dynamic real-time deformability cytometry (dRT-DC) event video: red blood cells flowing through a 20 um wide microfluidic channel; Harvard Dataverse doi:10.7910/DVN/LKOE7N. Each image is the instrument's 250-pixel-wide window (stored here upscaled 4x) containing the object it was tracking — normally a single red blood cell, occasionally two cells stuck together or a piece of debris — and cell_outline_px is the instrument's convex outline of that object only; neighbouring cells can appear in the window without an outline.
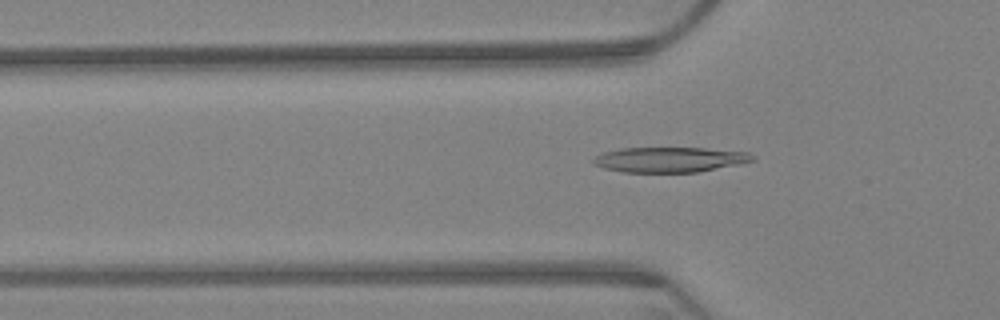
{"species": "Egyptian fruit bat (a non-hibernating species)", "species_latin": "Rousettus aegyptiacus", "temperature_condition": "warm", "stored_images_in_passage": 64, "camera_frame_rate_fps": 3000, "um_per_image_px": 0.085, "animal": {"sex": "female"}, "frame": {"image": 1, "passage_image": 21, "time_ms": 6.667, "image_size_px": [1000, 320], "cell_outline_px": [[756, 160], [696, 172], [624, 172], [604, 168], [596, 164], [592, 160], [596, 156], [604, 152], [620, 148], [704, 148], [748, 152], [756, 156]], "centroid_in_image_um": [56.94, 13.56], "position_along_channel_um": 68.9, "area_um2": 23.06}}
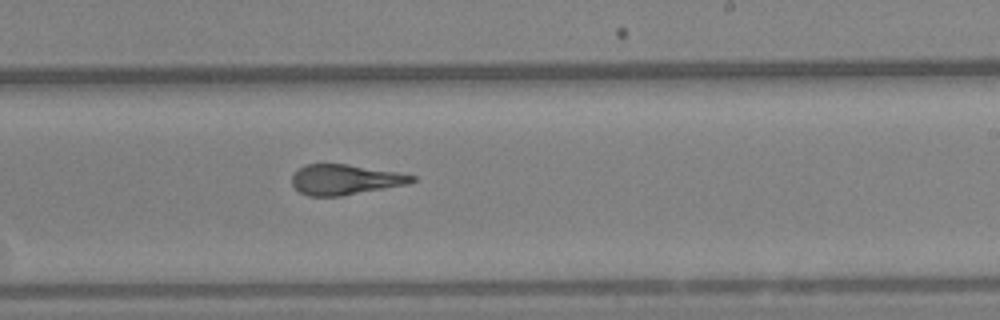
{"frame": {"image": 2, "passage_image": 39, "time_ms": 12.667, "image_size_px": [1000, 320], "cell_outline_px": [[416, 180], [408, 184], [340, 196], [308, 196], [300, 192], [292, 184], [292, 176], [304, 164], [348, 164], [400, 172], [416, 176]], "centroid_in_image_um": [29.36, 15.26], "position_along_channel_um": 259.6, "area_um2": 21.15}}
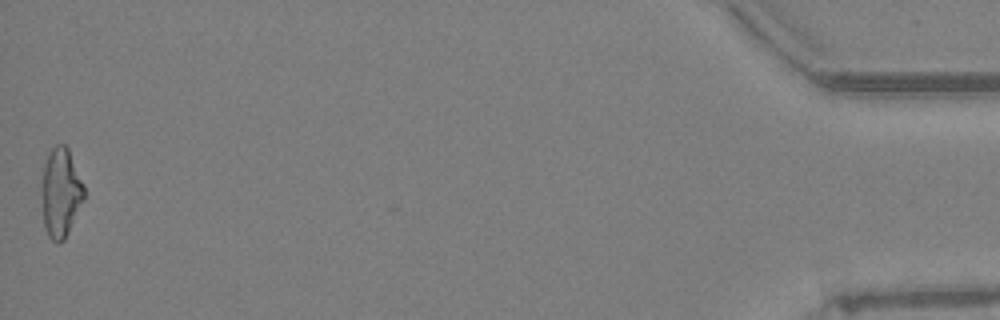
{"frame": {"image": 3, "passage_image": 64, "time_ms": 21.0, "image_size_px": [1000, 320], "cell_outline_px": [[84, 200], [64, 240], [60, 244], [52, 240], [48, 236], [44, 228], [40, 192], [40, 184], [44, 164], [48, 152], [56, 144], [64, 144], [68, 148], [84, 184]], "centroid_in_image_um": [5.13, 16.37], "position_along_channel_um": 430.1, "area_um2": 22.54}, "authors_computed_cell_mechanics": {"area_um2": 22.4264, "velocity_mm_per_s": 3.1964, "shape_relaxation_time_tau1_ms": null, "shape_relaxation_time_tau2_ms": 2.5345, "deformation_change_tau1": null, "deformation_change_tau2": 0.1108}}